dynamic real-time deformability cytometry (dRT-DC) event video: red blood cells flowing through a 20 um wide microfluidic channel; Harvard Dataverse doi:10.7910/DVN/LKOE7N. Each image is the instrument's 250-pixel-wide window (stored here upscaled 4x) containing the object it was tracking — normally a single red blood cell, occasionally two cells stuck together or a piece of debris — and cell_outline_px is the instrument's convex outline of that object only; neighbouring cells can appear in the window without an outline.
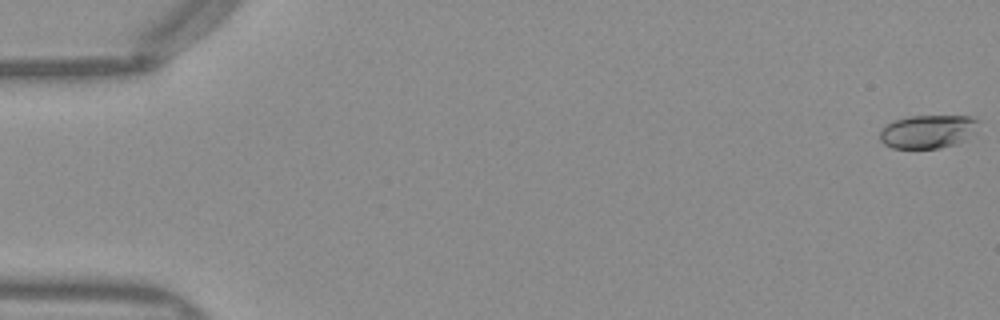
{"species": "Egyptian fruit bat (a non-hibernating species)", "species_latin": "Rousettus aegyptiacus", "temperature_condition": "warm", "stored_images_in_passage": 51, "camera_frame_rate_fps": 3000, "um_per_image_px": 0.085, "frame": {"image": 1, "passage_image": 1, "time_ms": 0.0, "image_size_px": [1000, 320], "cell_outline_px": [[980, 120], [976, 132], [964, 140], [956, 144], [940, 148], [892, 148], [884, 144], [880, 140], [880, 128], [896, 120], [908, 116], [972, 116]], "centroid_in_image_um": [78.9, 11.18], "position_along_channel_um": 6.1, "area_um2": 19.36}}
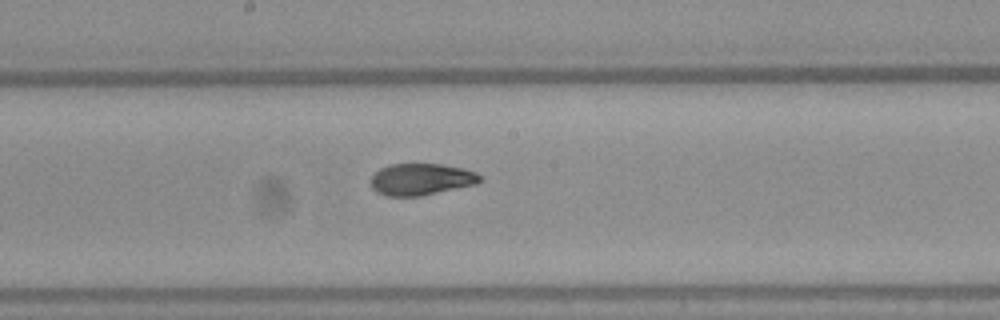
{"frame": {"image": 2, "passage_image": 28, "time_ms": 9.0, "image_size_px": [1000, 320], "cell_outline_px": [[484, 180], [476, 184], [420, 196], [388, 196], [376, 192], [372, 188], [368, 180], [380, 168], [388, 164], [440, 164], [464, 168], [476, 172], [484, 176]], "centroid_in_image_um": [35.81, 15.23], "position_along_channel_um": 212.4, "area_um2": 20.46}}
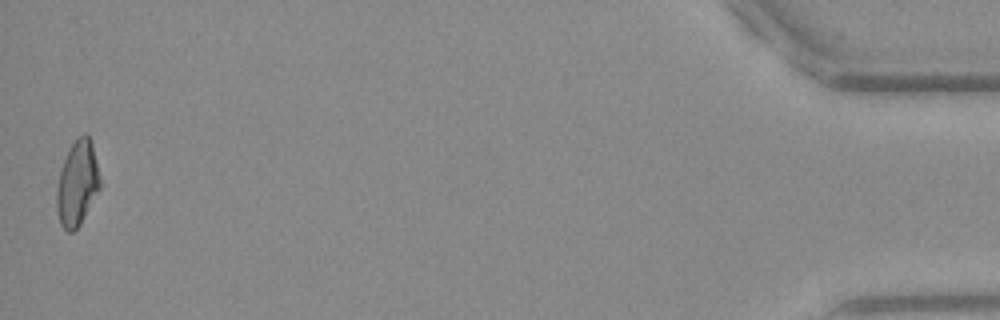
{"frame": {"image": 3, "passage_image": 51, "time_ms": 16.667, "image_size_px": [1000, 320], "cell_outline_px": [[100, 188], [80, 224], [72, 232], [68, 232], [60, 224], [56, 208], [56, 188], [60, 172], [64, 160], [72, 144], [84, 132], [88, 136], [92, 144], [100, 176]], "centroid_in_image_um": [6.56, 15.61], "position_along_channel_um": 428.6, "area_um2": 21.15}, "authors_computed_cell_mechanics": {"area_um2": 20.519, "velocity_mm_per_s": 4.0259, "shape_relaxation_time_tau1_ms": 5.3952, "shape_relaxation_time_tau2_ms": 1.5076, "deformation_change_tau1": 0.1908, "deformation_change_tau2": 0.0587}}